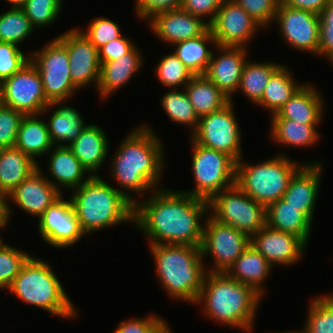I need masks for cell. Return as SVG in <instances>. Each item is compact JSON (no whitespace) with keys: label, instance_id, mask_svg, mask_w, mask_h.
Listing matches in <instances>:
<instances>
[{"label":"cell","instance_id":"15","mask_svg":"<svg viewBox=\"0 0 333 333\" xmlns=\"http://www.w3.org/2000/svg\"><path fill=\"white\" fill-rule=\"evenodd\" d=\"M57 39L67 48L73 84L80 90L94 82L97 89L101 64L95 45L77 27L57 36Z\"/></svg>","mask_w":333,"mask_h":333},{"label":"cell","instance_id":"45","mask_svg":"<svg viewBox=\"0 0 333 333\" xmlns=\"http://www.w3.org/2000/svg\"><path fill=\"white\" fill-rule=\"evenodd\" d=\"M24 114L0 103V148L14 147Z\"/></svg>","mask_w":333,"mask_h":333},{"label":"cell","instance_id":"23","mask_svg":"<svg viewBox=\"0 0 333 333\" xmlns=\"http://www.w3.org/2000/svg\"><path fill=\"white\" fill-rule=\"evenodd\" d=\"M53 148L49 151L51 154L49 153L48 156L50 159L47 168L53 180L48 176L46 179L59 192L62 193L61 187L74 190L92 177L68 146H54Z\"/></svg>","mask_w":333,"mask_h":333},{"label":"cell","instance_id":"31","mask_svg":"<svg viewBox=\"0 0 333 333\" xmlns=\"http://www.w3.org/2000/svg\"><path fill=\"white\" fill-rule=\"evenodd\" d=\"M184 90L189 101L192 103L198 118L222 109L230 102V98L205 74L194 75L186 84Z\"/></svg>","mask_w":333,"mask_h":333},{"label":"cell","instance_id":"11","mask_svg":"<svg viewBox=\"0 0 333 333\" xmlns=\"http://www.w3.org/2000/svg\"><path fill=\"white\" fill-rule=\"evenodd\" d=\"M233 101L222 109L199 118L191 138L196 143L223 152L235 162L242 156L241 130L234 113Z\"/></svg>","mask_w":333,"mask_h":333},{"label":"cell","instance_id":"24","mask_svg":"<svg viewBox=\"0 0 333 333\" xmlns=\"http://www.w3.org/2000/svg\"><path fill=\"white\" fill-rule=\"evenodd\" d=\"M143 58L137 46L111 62H100V77L97 90L99 97L107 99L124 86L142 68Z\"/></svg>","mask_w":333,"mask_h":333},{"label":"cell","instance_id":"48","mask_svg":"<svg viewBox=\"0 0 333 333\" xmlns=\"http://www.w3.org/2000/svg\"><path fill=\"white\" fill-rule=\"evenodd\" d=\"M222 0H182L180 8L193 16L206 20L210 24L218 10L220 9Z\"/></svg>","mask_w":333,"mask_h":333},{"label":"cell","instance_id":"50","mask_svg":"<svg viewBox=\"0 0 333 333\" xmlns=\"http://www.w3.org/2000/svg\"><path fill=\"white\" fill-rule=\"evenodd\" d=\"M129 37L121 36L112 40L98 49V57L100 62L114 61L126 53L130 52L136 45Z\"/></svg>","mask_w":333,"mask_h":333},{"label":"cell","instance_id":"51","mask_svg":"<svg viewBox=\"0 0 333 333\" xmlns=\"http://www.w3.org/2000/svg\"><path fill=\"white\" fill-rule=\"evenodd\" d=\"M159 318L152 314L145 318H131L121 321L114 333H145Z\"/></svg>","mask_w":333,"mask_h":333},{"label":"cell","instance_id":"55","mask_svg":"<svg viewBox=\"0 0 333 333\" xmlns=\"http://www.w3.org/2000/svg\"><path fill=\"white\" fill-rule=\"evenodd\" d=\"M9 3H11L12 5H18L20 6L22 3H24L26 0H5Z\"/></svg>","mask_w":333,"mask_h":333},{"label":"cell","instance_id":"14","mask_svg":"<svg viewBox=\"0 0 333 333\" xmlns=\"http://www.w3.org/2000/svg\"><path fill=\"white\" fill-rule=\"evenodd\" d=\"M38 230L43 240L52 247L74 246L85 236L71 200L61 195L39 217Z\"/></svg>","mask_w":333,"mask_h":333},{"label":"cell","instance_id":"18","mask_svg":"<svg viewBox=\"0 0 333 333\" xmlns=\"http://www.w3.org/2000/svg\"><path fill=\"white\" fill-rule=\"evenodd\" d=\"M250 243L272 266L296 264L307 248V244L300 237L267 225L251 237Z\"/></svg>","mask_w":333,"mask_h":333},{"label":"cell","instance_id":"47","mask_svg":"<svg viewBox=\"0 0 333 333\" xmlns=\"http://www.w3.org/2000/svg\"><path fill=\"white\" fill-rule=\"evenodd\" d=\"M240 5L260 26L267 27L274 21L278 0H234Z\"/></svg>","mask_w":333,"mask_h":333},{"label":"cell","instance_id":"12","mask_svg":"<svg viewBox=\"0 0 333 333\" xmlns=\"http://www.w3.org/2000/svg\"><path fill=\"white\" fill-rule=\"evenodd\" d=\"M205 218L201 255L203 259L211 255L215 263L212 269L206 271L226 272L250 245L251 238L231 225L217 221L211 215Z\"/></svg>","mask_w":333,"mask_h":333},{"label":"cell","instance_id":"1","mask_svg":"<svg viewBox=\"0 0 333 333\" xmlns=\"http://www.w3.org/2000/svg\"><path fill=\"white\" fill-rule=\"evenodd\" d=\"M134 204V223L150 245L177 244L201 247L200 219L209 213V202L182 191L159 188Z\"/></svg>","mask_w":333,"mask_h":333},{"label":"cell","instance_id":"28","mask_svg":"<svg viewBox=\"0 0 333 333\" xmlns=\"http://www.w3.org/2000/svg\"><path fill=\"white\" fill-rule=\"evenodd\" d=\"M271 271L272 265L250 243L225 273L232 279L251 286L263 296L265 286L262 285Z\"/></svg>","mask_w":333,"mask_h":333},{"label":"cell","instance_id":"39","mask_svg":"<svg viewBox=\"0 0 333 333\" xmlns=\"http://www.w3.org/2000/svg\"><path fill=\"white\" fill-rule=\"evenodd\" d=\"M305 333H333V296L331 293L314 298L308 308Z\"/></svg>","mask_w":333,"mask_h":333},{"label":"cell","instance_id":"21","mask_svg":"<svg viewBox=\"0 0 333 333\" xmlns=\"http://www.w3.org/2000/svg\"><path fill=\"white\" fill-rule=\"evenodd\" d=\"M62 195L44 176L40 165L7 196L17 207L40 217Z\"/></svg>","mask_w":333,"mask_h":333},{"label":"cell","instance_id":"16","mask_svg":"<svg viewBox=\"0 0 333 333\" xmlns=\"http://www.w3.org/2000/svg\"><path fill=\"white\" fill-rule=\"evenodd\" d=\"M261 26L234 0H222L209 29L217 46L247 47Z\"/></svg>","mask_w":333,"mask_h":333},{"label":"cell","instance_id":"35","mask_svg":"<svg viewBox=\"0 0 333 333\" xmlns=\"http://www.w3.org/2000/svg\"><path fill=\"white\" fill-rule=\"evenodd\" d=\"M290 72L286 65L283 64L271 76L261 100L256 104L259 107L266 108L271 113V116L276 114L303 85L297 84Z\"/></svg>","mask_w":333,"mask_h":333},{"label":"cell","instance_id":"38","mask_svg":"<svg viewBox=\"0 0 333 333\" xmlns=\"http://www.w3.org/2000/svg\"><path fill=\"white\" fill-rule=\"evenodd\" d=\"M161 105L170 121L187 125L194 132L198 126L199 118L192 103L183 88V91L173 89L164 94Z\"/></svg>","mask_w":333,"mask_h":333},{"label":"cell","instance_id":"25","mask_svg":"<svg viewBox=\"0 0 333 333\" xmlns=\"http://www.w3.org/2000/svg\"><path fill=\"white\" fill-rule=\"evenodd\" d=\"M312 84H303L271 118H286L303 124H320L323 97Z\"/></svg>","mask_w":333,"mask_h":333},{"label":"cell","instance_id":"56","mask_svg":"<svg viewBox=\"0 0 333 333\" xmlns=\"http://www.w3.org/2000/svg\"><path fill=\"white\" fill-rule=\"evenodd\" d=\"M282 333H305V332H304V330H302V331H296V332L295 331H290V332L287 331V332H282Z\"/></svg>","mask_w":333,"mask_h":333},{"label":"cell","instance_id":"9","mask_svg":"<svg viewBox=\"0 0 333 333\" xmlns=\"http://www.w3.org/2000/svg\"><path fill=\"white\" fill-rule=\"evenodd\" d=\"M209 213L217 221L231 225L250 238L266 225V207L256 202L236 184L209 201ZM212 211V213H211Z\"/></svg>","mask_w":333,"mask_h":333},{"label":"cell","instance_id":"20","mask_svg":"<svg viewBox=\"0 0 333 333\" xmlns=\"http://www.w3.org/2000/svg\"><path fill=\"white\" fill-rule=\"evenodd\" d=\"M215 48L220 55L216 57L212 52L205 75L232 101L233 93L239 91L243 67L247 62V49L232 46H215Z\"/></svg>","mask_w":333,"mask_h":333},{"label":"cell","instance_id":"53","mask_svg":"<svg viewBox=\"0 0 333 333\" xmlns=\"http://www.w3.org/2000/svg\"><path fill=\"white\" fill-rule=\"evenodd\" d=\"M7 196L0 191V228L4 229V227H7L8 221L10 219L11 215V209L10 205L7 202Z\"/></svg>","mask_w":333,"mask_h":333},{"label":"cell","instance_id":"29","mask_svg":"<svg viewBox=\"0 0 333 333\" xmlns=\"http://www.w3.org/2000/svg\"><path fill=\"white\" fill-rule=\"evenodd\" d=\"M266 225L270 228L294 234L306 244L311 233L312 221L299 208L283 198L266 207Z\"/></svg>","mask_w":333,"mask_h":333},{"label":"cell","instance_id":"54","mask_svg":"<svg viewBox=\"0 0 333 333\" xmlns=\"http://www.w3.org/2000/svg\"><path fill=\"white\" fill-rule=\"evenodd\" d=\"M145 333H173L169 324L163 320V318H159Z\"/></svg>","mask_w":333,"mask_h":333},{"label":"cell","instance_id":"49","mask_svg":"<svg viewBox=\"0 0 333 333\" xmlns=\"http://www.w3.org/2000/svg\"><path fill=\"white\" fill-rule=\"evenodd\" d=\"M182 0H136L135 12L138 17L147 19L157 13L178 9Z\"/></svg>","mask_w":333,"mask_h":333},{"label":"cell","instance_id":"33","mask_svg":"<svg viewBox=\"0 0 333 333\" xmlns=\"http://www.w3.org/2000/svg\"><path fill=\"white\" fill-rule=\"evenodd\" d=\"M271 138L285 146L310 147L317 143L318 124H303L286 118H271Z\"/></svg>","mask_w":333,"mask_h":333},{"label":"cell","instance_id":"17","mask_svg":"<svg viewBox=\"0 0 333 333\" xmlns=\"http://www.w3.org/2000/svg\"><path fill=\"white\" fill-rule=\"evenodd\" d=\"M273 22L279 25L284 40L296 50L317 55L319 46V15L278 4Z\"/></svg>","mask_w":333,"mask_h":333},{"label":"cell","instance_id":"41","mask_svg":"<svg viewBox=\"0 0 333 333\" xmlns=\"http://www.w3.org/2000/svg\"><path fill=\"white\" fill-rule=\"evenodd\" d=\"M0 239V290L8 289L31 256L25 250L10 246Z\"/></svg>","mask_w":333,"mask_h":333},{"label":"cell","instance_id":"37","mask_svg":"<svg viewBox=\"0 0 333 333\" xmlns=\"http://www.w3.org/2000/svg\"><path fill=\"white\" fill-rule=\"evenodd\" d=\"M0 14V42H10L20 46L32 34V27L24 9L18 5Z\"/></svg>","mask_w":333,"mask_h":333},{"label":"cell","instance_id":"7","mask_svg":"<svg viewBox=\"0 0 333 333\" xmlns=\"http://www.w3.org/2000/svg\"><path fill=\"white\" fill-rule=\"evenodd\" d=\"M257 164L236 162L235 184L256 202L267 207L283 197L290 179L304 165L280 153Z\"/></svg>","mask_w":333,"mask_h":333},{"label":"cell","instance_id":"6","mask_svg":"<svg viewBox=\"0 0 333 333\" xmlns=\"http://www.w3.org/2000/svg\"><path fill=\"white\" fill-rule=\"evenodd\" d=\"M7 291L54 316L66 319L77 316V308L65 293L52 266L42 259L30 256Z\"/></svg>","mask_w":333,"mask_h":333},{"label":"cell","instance_id":"5","mask_svg":"<svg viewBox=\"0 0 333 333\" xmlns=\"http://www.w3.org/2000/svg\"><path fill=\"white\" fill-rule=\"evenodd\" d=\"M156 275L172 299L195 304L206 274L201 248L190 245H150Z\"/></svg>","mask_w":333,"mask_h":333},{"label":"cell","instance_id":"30","mask_svg":"<svg viewBox=\"0 0 333 333\" xmlns=\"http://www.w3.org/2000/svg\"><path fill=\"white\" fill-rule=\"evenodd\" d=\"M17 147L0 148V191L6 196L38 169L39 163Z\"/></svg>","mask_w":333,"mask_h":333},{"label":"cell","instance_id":"40","mask_svg":"<svg viewBox=\"0 0 333 333\" xmlns=\"http://www.w3.org/2000/svg\"><path fill=\"white\" fill-rule=\"evenodd\" d=\"M156 74L159 82L171 89L184 88L194 76L174 52L161 58Z\"/></svg>","mask_w":333,"mask_h":333},{"label":"cell","instance_id":"13","mask_svg":"<svg viewBox=\"0 0 333 333\" xmlns=\"http://www.w3.org/2000/svg\"><path fill=\"white\" fill-rule=\"evenodd\" d=\"M0 103L24 115L41 114L49 106L41 76L31 61L0 83Z\"/></svg>","mask_w":333,"mask_h":333},{"label":"cell","instance_id":"3","mask_svg":"<svg viewBox=\"0 0 333 333\" xmlns=\"http://www.w3.org/2000/svg\"><path fill=\"white\" fill-rule=\"evenodd\" d=\"M262 296L251 286L229 277L225 272H206L195 304L215 322L250 332Z\"/></svg>","mask_w":333,"mask_h":333},{"label":"cell","instance_id":"10","mask_svg":"<svg viewBox=\"0 0 333 333\" xmlns=\"http://www.w3.org/2000/svg\"><path fill=\"white\" fill-rule=\"evenodd\" d=\"M30 61L41 76L44 94L49 102L66 101L79 90L71 80L67 48L57 38L32 53Z\"/></svg>","mask_w":333,"mask_h":333},{"label":"cell","instance_id":"2","mask_svg":"<svg viewBox=\"0 0 333 333\" xmlns=\"http://www.w3.org/2000/svg\"><path fill=\"white\" fill-rule=\"evenodd\" d=\"M160 140L150 126L141 125L123 139L114 155L111 176L124 187L121 192L133 204L137 200L130 196V191L140 195L159 189L165 156Z\"/></svg>","mask_w":333,"mask_h":333},{"label":"cell","instance_id":"46","mask_svg":"<svg viewBox=\"0 0 333 333\" xmlns=\"http://www.w3.org/2000/svg\"><path fill=\"white\" fill-rule=\"evenodd\" d=\"M319 15V46L317 54L323 55L333 64V0Z\"/></svg>","mask_w":333,"mask_h":333},{"label":"cell","instance_id":"42","mask_svg":"<svg viewBox=\"0 0 333 333\" xmlns=\"http://www.w3.org/2000/svg\"><path fill=\"white\" fill-rule=\"evenodd\" d=\"M62 0H26L20 6L34 29L53 24L62 11Z\"/></svg>","mask_w":333,"mask_h":333},{"label":"cell","instance_id":"52","mask_svg":"<svg viewBox=\"0 0 333 333\" xmlns=\"http://www.w3.org/2000/svg\"><path fill=\"white\" fill-rule=\"evenodd\" d=\"M332 0H278L280 4L319 14Z\"/></svg>","mask_w":333,"mask_h":333},{"label":"cell","instance_id":"32","mask_svg":"<svg viewBox=\"0 0 333 333\" xmlns=\"http://www.w3.org/2000/svg\"><path fill=\"white\" fill-rule=\"evenodd\" d=\"M41 114L25 115L20 124L15 147L36 160L54 147Z\"/></svg>","mask_w":333,"mask_h":333},{"label":"cell","instance_id":"19","mask_svg":"<svg viewBox=\"0 0 333 333\" xmlns=\"http://www.w3.org/2000/svg\"><path fill=\"white\" fill-rule=\"evenodd\" d=\"M147 22H150V28L158 39L173 46L178 42L199 37L209 29L206 21L181 8L157 13Z\"/></svg>","mask_w":333,"mask_h":333},{"label":"cell","instance_id":"27","mask_svg":"<svg viewBox=\"0 0 333 333\" xmlns=\"http://www.w3.org/2000/svg\"><path fill=\"white\" fill-rule=\"evenodd\" d=\"M68 147L92 176H98L96 172L109 155L107 136L98 125L87 124Z\"/></svg>","mask_w":333,"mask_h":333},{"label":"cell","instance_id":"34","mask_svg":"<svg viewBox=\"0 0 333 333\" xmlns=\"http://www.w3.org/2000/svg\"><path fill=\"white\" fill-rule=\"evenodd\" d=\"M210 43L217 46L210 29H208L199 37L174 44V53L194 75H204L212 55V51L207 49V44Z\"/></svg>","mask_w":333,"mask_h":333},{"label":"cell","instance_id":"26","mask_svg":"<svg viewBox=\"0 0 333 333\" xmlns=\"http://www.w3.org/2000/svg\"><path fill=\"white\" fill-rule=\"evenodd\" d=\"M65 101H52L41 114L54 108L47 124L49 135L54 146H69L81 134L87 124L77 109L67 106ZM64 104V105H63ZM56 106V108H55Z\"/></svg>","mask_w":333,"mask_h":333},{"label":"cell","instance_id":"8","mask_svg":"<svg viewBox=\"0 0 333 333\" xmlns=\"http://www.w3.org/2000/svg\"><path fill=\"white\" fill-rule=\"evenodd\" d=\"M195 189L183 191L208 202L235 185L236 162L227 154L202 146L191 139Z\"/></svg>","mask_w":333,"mask_h":333},{"label":"cell","instance_id":"4","mask_svg":"<svg viewBox=\"0 0 333 333\" xmlns=\"http://www.w3.org/2000/svg\"><path fill=\"white\" fill-rule=\"evenodd\" d=\"M72 193L70 200L85 234L134 223V204L121 189L112 187L99 175L92 176Z\"/></svg>","mask_w":333,"mask_h":333},{"label":"cell","instance_id":"22","mask_svg":"<svg viewBox=\"0 0 333 333\" xmlns=\"http://www.w3.org/2000/svg\"><path fill=\"white\" fill-rule=\"evenodd\" d=\"M322 171L321 162L304 163L290 179L288 188L282 197L290 205L299 208L312 222Z\"/></svg>","mask_w":333,"mask_h":333},{"label":"cell","instance_id":"44","mask_svg":"<svg viewBox=\"0 0 333 333\" xmlns=\"http://www.w3.org/2000/svg\"><path fill=\"white\" fill-rule=\"evenodd\" d=\"M30 61L19 46L10 42H0V83L17 73Z\"/></svg>","mask_w":333,"mask_h":333},{"label":"cell","instance_id":"36","mask_svg":"<svg viewBox=\"0 0 333 333\" xmlns=\"http://www.w3.org/2000/svg\"><path fill=\"white\" fill-rule=\"evenodd\" d=\"M282 66L271 62H251L247 60L243 67L239 90L252 103L257 104L265 91L271 76Z\"/></svg>","mask_w":333,"mask_h":333},{"label":"cell","instance_id":"43","mask_svg":"<svg viewBox=\"0 0 333 333\" xmlns=\"http://www.w3.org/2000/svg\"><path fill=\"white\" fill-rule=\"evenodd\" d=\"M88 25L82 32L97 49L123 35L120 26L106 17H96Z\"/></svg>","mask_w":333,"mask_h":333}]
</instances>
